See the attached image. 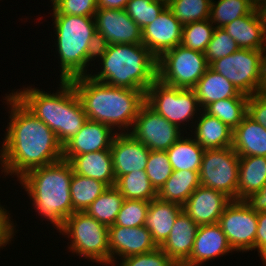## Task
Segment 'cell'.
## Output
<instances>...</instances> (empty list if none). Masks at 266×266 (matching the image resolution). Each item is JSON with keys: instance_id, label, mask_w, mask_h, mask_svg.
Wrapping results in <instances>:
<instances>
[{"instance_id": "1", "label": "cell", "mask_w": 266, "mask_h": 266, "mask_svg": "<svg viewBox=\"0 0 266 266\" xmlns=\"http://www.w3.org/2000/svg\"><path fill=\"white\" fill-rule=\"evenodd\" d=\"M3 100L10 107V120L0 149L1 171L19 180L32 169L62 160L63 145L56 134L12 92Z\"/></svg>"}, {"instance_id": "2", "label": "cell", "mask_w": 266, "mask_h": 266, "mask_svg": "<svg viewBox=\"0 0 266 266\" xmlns=\"http://www.w3.org/2000/svg\"><path fill=\"white\" fill-rule=\"evenodd\" d=\"M70 81L82 102L88 120L108 125L116 133L130 132L140 107L145 103L143 91L113 87L89 75Z\"/></svg>"}, {"instance_id": "3", "label": "cell", "mask_w": 266, "mask_h": 266, "mask_svg": "<svg viewBox=\"0 0 266 266\" xmlns=\"http://www.w3.org/2000/svg\"><path fill=\"white\" fill-rule=\"evenodd\" d=\"M72 175L71 164L62 159L32 169L17 180L32 200L38 216L51 222L58 231L62 229L66 219L74 213L70 194Z\"/></svg>"}, {"instance_id": "4", "label": "cell", "mask_w": 266, "mask_h": 266, "mask_svg": "<svg viewBox=\"0 0 266 266\" xmlns=\"http://www.w3.org/2000/svg\"><path fill=\"white\" fill-rule=\"evenodd\" d=\"M96 58L101 72L89 76L113 87L145 93L157 79V58L142 43L99 46Z\"/></svg>"}, {"instance_id": "5", "label": "cell", "mask_w": 266, "mask_h": 266, "mask_svg": "<svg viewBox=\"0 0 266 266\" xmlns=\"http://www.w3.org/2000/svg\"><path fill=\"white\" fill-rule=\"evenodd\" d=\"M58 58L60 80L70 81L89 75L99 49L94 17L52 14Z\"/></svg>"}, {"instance_id": "6", "label": "cell", "mask_w": 266, "mask_h": 266, "mask_svg": "<svg viewBox=\"0 0 266 266\" xmlns=\"http://www.w3.org/2000/svg\"><path fill=\"white\" fill-rule=\"evenodd\" d=\"M59 232L71 239L68 249L73 255L106 266L110 264L109 227L94 217L86 212H74Z\"/></svg>"}, {"instance_id": "7", "label": "cell", "mask_w": 266, "mask_h": 266, "mask_svg": "<svg viewBox=\"0 0 266 266\" xmlns=\"http://www.w3.org/2000/svg\"><path fill=\"white\" fill-rule=\"evenodd\" d=\"M145 103L183 132L182 126H191L202 111L193 89L171 87L158 79L145 92Z\"/></svg>"}, {"instance_id": "8", "label": "cell", "mask_w": 266, "mask_h": 266, "mask_svg": "<svg viewBox=\"0 0 266 266\" xmlns=\"http://www.w3.org/2000/svg\"><path fill=\"white\" fill-rule=\"evenodd\" d=\"M265 53L240 48L231 55L213 61L209 67L224 76L239 92L250 96L261 91Z\"/></svg>"}, {"instance_id": "9", "label": "cell", "mask_w": 266, "mask_h": 266, "mask_svg": "<svg viewBox=\"0 0 266 266\" xmlns=\"http://www.w3.org/2000/svg\"><path fill=\"white\" fill-rule=\"evenodd\" d=\"M208 67L204 53L180 44L157 59V79L171 87L193 89Z\"/></svg>"}, {"instance_id": "10", "label": "cell", "mask_w": 266, "mask_h": 266, "mask_svg": "<svg viewBox=\"0 0 266 266\" xmlns=\"http://www.w3.org/2000/svg\"><path fill=\"white\" fill-rule=\"evenodd\" d=\"M239 157L232 146L205 149L199 170L201 185L221 191L231 200H237Z\"/></svg>"}, {"instance_id": "11", "label": "cell", "mask_w": 266, "mask_h": 266, "mask_svg": "<svg viewBox=\"0 0 266 266\" xmlns=\"http://www.w3.org/2000/svg\"><path fill=\"white\" fill-rule=\"evenodd\" d=\"M218 224L233 251L243 253L255 249L258 212L245 200H231L224 208Z\"/></svg>"}, {"instance_id": "12", "label": "cell", "mask_w": 266, "mask_h": 266, "mask_svg": "<svg viewBox=\"0 0 266 266\" xmlns=\"http://www.w3.org/2000/svg\"><path fill=\"white\" fill-rule=\"evenodd\" d=\"M150 150L167 151L184 133L144 103L129 132ZM183 133V134H182Z\"/></svg>"}, {"instance_id": "13", "label": "cell", "mask_w": 266, "mask_h": 266, "mask_svg": "<svg viewBox=\"0 0 266 266\" xmlns=\"http://www.w3.org/2000/svg\"><path fill=\"white\" fill-rule=\"evenodd\" d=\"M94 19L100 46L142 43V29L125 10L97 9Z\"/></svg>"}, {"instance_id": "14", "label": "cell", "mask_w": 266, "mask_h": 266, "mask_svg": "<svg viewBox=\"0 0 266 266\" xmlns=\"http://www.w3.org/2000/svg\"><path fill=\"white\" fill-rule=\"evenodd\" d=\"M54 93L43 92L37 87L27 86L23 89L12 90V93L37 118L43 121L60 141V117L63 108V81ZM19 90V91H18Z\"/></svg>"}, {"instance_id": "15", "label": "cell", "mask_w": 266, "mask_h": 266, "mask_svg": "<svg viewBox=\"0 0 266 266\" xmlns=\"http://www.w3.org/2000/svg\"><path fill=\"white\" fill-rule=\"evenodd\" d=\"M183 24L166 6L155 20L142 29V44L158 59L181 44Z\"/></svg>"}, {"instance_id": "16", "label": "cell", "mask_w": 266, "mask_h": 266, "mask_svg": "<svg viewBox=\"0 0 266 266\" xmlns=\"http://www.w3.org/2000/svg\"><path fill=\"white\" fill-rule=\"evenodd\" d=\"M157 247L150 231L144 225L131 228L109 226L110 265L112 266L115 265L117 258L119 260L148 253Z\"/></svg>"}, {"instance_id": "17", "label": "cell", "mask_w": 266, "mask_h": 266, "mask_svg": "<svg viewBox=\"0 0 266 266\" xmlns=\"http://www.w3.org/2000/svg\"><path fill=\"white\" fill-rule=\"evenodd\" d=\"M116 180L131 172L145 171L150 149L130 133H117L110 148Z\"/></svg>"}, {"instance_id": "18", "label": "cell", "mask_w": 266, "mask_h": 266, "mask_svg": "<svg viewBox=\"0 0 266 266\" xmlns=\"http://www.w3.org/2000/svg\"><path fill=\"white\" fill-rule=\"evenodd\" d=\"M231 199L223 192L198 186L182 205V210L197 224H216Z\"/></svg>"}, {"instance_id": "19", "label": "cell", "mask_w": 266, "mask_h": 266, "mask_svg": "<svg viewBox=\"0 0 266 266\" xmlns=\"http://www.w3.org/2000/svg\"><path fill=\"white\" fill-rule=\"evenodd\" d=\"M231 251V252H230ZM234 252L220 225H199L187 266H202L205 262Z\"/></svg>"}, {"instance_id": "20", "label": "cell", "mask_w": 266, "mask_h": 266, "mask_svg": "<svg viewBox=\"0 0 266 266\" xmlns=\"http://www.w3.org/2000/svg\"><path fill=\"white\" fill-rule=\"evenodd\" d=\"M116 134L108 125L87 119L79 132L63 145V155L110 150Z\"/></svg>"}, {"instance_id": "21", "label": "cell", "mask_w": 266, "mask_h": 266, "mask_svg": "<svg viewBox=\"0 0 266 266\" xmlns=\"http://www.w3.org/2000/svg\"><path fill=\"white\" fill-rule=\"evenodd\" d=\"M239 48L266 51V19L256 13L241 16L223 27Z\"/></svg>"}, {"instance_id": "22", "label": "cell", "mask_w": 266, "mask_h": 266, "mask_svg": "<svg viewBox=\"0 0 266 266\" xmlns=\"http://www.w3.org/2000/svg\"><path fill=\"white\" fill-rule=\"evenodd\" d=\"M198 228L199 225L182 211L160 248L175 264H184L191 255Z\"/></svg>"}, {"instance_id": "23", "label": "cell", "mask_w": 266, "mask_h": 266, "mask_svg": "<svg viewBox=\"0 0 266 266\" xmlns=\"http://www.w3.org/2000/svg\"><path fill=\"white\" fill-rule=\"evenodd\" d=\"M63 160L71 164L73 173L101 181L108 187L115 186L116 177L110 150L63 155Z\"/></svg>"}, {"instance_id": "24", "label": "cell", "mask_w": 266, "mask_h": 266, "mask_svg": "<svg viewBox=\"0 0 266 266\" xmlns=\"http://www.w3.org/2000/svg\"><path fill=\"white\" fill-rule=\"evenodd\" d=\"M182 211V206L174 202L158 197L150 201L144 226L150 231L158 247L169 237L173 224Z\"/></svg>"}, {"instance_id": "25", "label": "cell", "mask_w": 266, "mask_h": 266, "mask_svg": "<svg viewBox=\"0 0 266 266\" xmlns=\"http://www.w3.org/2000/svg\"><path fill=\"white\" fill-rule=\"evenodd\" d=\"M191 128H194L190 130L192 137L204 149H223L232 146L233 130L203 110Z\"/></svg>"}, {"instance_id": "26", "label": "cell", "mask_w": 266, "mask_h": 266, "mask_svg": "<svg viewBox=\"0 0 266 266\" xmlns=\"http://www.w3.org/2000/svg\"><path fill=\"white\" fill-rule=\"evenodd\" d=\"M232 148L240 157H266V128L246 115L233 130Z\"/></svg>"}, {"instance_id": "27", "label": "cell", "mask_w": 266, "mask_h": 266, "mask_svg": "<svg viewBox=\"0 0 266 266\" xmlns=\"http://www.w3.org/2000/svg\"><path fill=\"white\" fill-rule=\"evenodd\" d=\"M87 121L82 102L71 81H63V108L60 117V143L64 145Z\"/></svg>"}, {"instance_id": "28", "label": "cell", "mask_w": 266, "mask_h": 266, "mask_svg": "<svg viewBox=\"0 0 266 266\" xmlns=\"http://www.w3.org/2000/svg\"><path fill=\"white\" fill-rule=\"evenodd\" d=\"M266 183V157H239L237 200H246Z\"/></svg>"}, {"instance_id": "29", "label": "cell", "mask_w": 266, "mask_h": 266, "mask_svg": "<svg viewBox=\"0 0 266 266\" xmlns=\"http://www.w3.org/2000/svg\"><path fill=\"white\" fill-rule=\"evenodd\" d=\"M203 110L212 102L236 97L240 92L224 76L208 67L193 88Z\"/></svg>"}, {"instance_id": "30", "label": "cell", "mask_w": 266, "mask_h": 266, "mask_svg": "<svg viewBox=\"0 0 266 266\" xmlns=\"http://www.w3.org/2000/svg\"><path fill=\"white\" fill-rule=\"evenodd\" d=\"M200 185L199 172L192 170H173L171 176L157 192V197L161 200L174 202L182 206Z\"/></svg>"}, {"instance_id": "31", "label": "cell", "mask_w": 266, "mask_h": 266, "mask_svg": "<svg viewBox=\"0 0 266 266\" xmlns=\"http://www.w3.org/2000/svg\"><path fill=\"white\" fill-rule=\"evenodd\" d=\"M204 151L192 134H188L187 137H180L166 152L174 171L199 172Z\"/></svg>"}, {"instance_id": "32", "label": "cell", "mask_w": 266, "mask_h": 266, "mask_svg": "<svg viewBox=\"0 0 266 266\" xmlns=\"http://www.w3.org/2000/svg\"><path fill=\"white\" fill-rule=\"evenodd\" d=\"M248 99V95L240 92L236 97L210 103L203 111L210 116L218 118L230 129L234 130L247 115Z\"/></svg>"}, {"instance_id": "33", "label": "cell", "mask_w": 266, "mask_h": 266, "mask_svg": "<svg viewBox=\"0 0 266 266\" xmlns=\"http://www.w3.org/2000/svg\"><path fill=\"white\" fill-rule=\"evenodd\" d=\"M107 188L101 181L73 173L70 194L74 212H85Z\"/></svg>"}, {"instance_id": "34", "label": "cell", "mask_w": 266, "mask_h": 266, "mask_svg": "<svg viewBox=\"0 0 266 266\" xmlns=\"http://www.w3.org/2000/svg\"><path fill=\"white\" fill-rule=\"evenodd\" d=\"M124 196L115 186L108 187L87 209L86 213L106 226L114 225L124 202Z\"/></svg>"}, {"instance_id": "35", "label": "cell", "mask_w": 266, "mask_h": 266, "mask_svg": "<svg viewBox=\"0 0 266 266\" xmlns=\"http://www.w3.org/2000/svg\"><path fill=\"white\" fill-rule=\"evenodd\" d=\"M115 187L125 199L151 201L157 197V191L145 171L120 176L115 182Z\"/></svg>"}, {"instance_id": "36", "label": "cell", "mask_w": 266, "mask_h": 266, "mask_svg": "<svg viewBox=\"0 0 266 266\" xmlns=\"http://www.w3.org/2000/svg\"><path fill=\"white\" fill-rule=\"evenodd\" d=\"M255 9L251 0H218L210 4L209 20L215 28H223L233 20L250 14Z\"/></svg>"}, {"instance_id": "37", "label": "cell", "mask_w": 266, "mask_h": 266, "mask_svg": "<svg viewBox=\"0 0 266 266\" xmlns=\"http://www.w3.org/2000/svg\"><path fill=\"white\" fill-rule=\"evenodd\" d=\"M215 30L209 20H202L183 25L181 45L185 48L204 53Z\"/></svg>"}, {"instance_id": "38", "label": "cell", "mask_w": 266, "mask_h": 266, "mask_svg": "<svg viewBox=\"0 0 266 266\" xmlns=\"http://www.w3.org/2000/svg\"><path fill=\"white\" fill-rule=\"evenodd\" d=\"M209 0H174L167 7L172 14L183 24L209 19Z\"/></svg>"}, {"instance_id": "39", "label": "cell", "mask_w": 266, "mask_h": 266, "mask_svg": "<svg viewBox=\"0 0 266 266\" xmlns=\"http://www.w3.org/2000/svg\"><path fill=\"white\" fill-rule=\"evenodd\" d=\"M145 172L152 186L158 192L173 173L167 152L150 150Z\"/></svg>"}, {"instance_id": "40", "label": "cell", "mask_w": 266, "mask_h": 266, "mask_svg": "<svg viewBox=\"0 0 266 266\" xmlns=\"http://www.w3.org/2000/svg\"><path fill=\"white\" fill-rule=\"evenodd\" d=\"M165 7L159 0H129L125 11L143 29L152 23Z\"/></svg>"}, {"instance_id": "41", "label": "cell", "mask_w": 266, "mask_h": 266, "mask_svg": "<svg viewBox=\"0 0 266 266\" xmlns=\"http://www.w3.org/2000/svg\"><path fill=\"white\" fill-rule=\"evenodd\" d=\"M149 203L150 201L125 199L111 226L131 228L145 225Z\"/></svg>"}, {"instance_id": "42", "label": "cell", "mask_w": 266, "mask_h": 266, "mask_svg": "<svg viewBox=\"0 0 266 266\" xmlns=\"http://www.w3.org/2000/svg\"><path fill=\"white\" fill-rule=\"evenodd\" d=\"M238 45L223 28H215L212 39L210 40L204 52L207 63L210 65L213 61L231 55L236 52Z\"/></svg>"}, {"instance_id": "43", "label": "cell", "mask_w": 266, "mask_h": 266, "mask_svg": "<svg viewBox=\"0 0 266 266\" xmlns=\"http://www.w3.org/2000/svg\"><path fill=\"white\" fill-rule=\"evenodd\" d=\"M52 14H67L94 17L97 0H53Z\"/></svg>"}, {"instance_id": "44", "label": "cell", "mask_w": 266, "mask_h": 266, "mask_svg": "<svg viewBox=\"0 0 266 266\" xmlns=\"http://www.w3.org/2000/svg\"><path fill=\"white\" fill-rule=\"evenodd\" d=\"M119 266H174L175 263L157 247L155 250L148 253L132 255L120 259Z\"/></svg>"}, {"instance_id": "45", "label": "cell", "mask_w": 266, "mask_h": 266, "mask_svg": "<svg viewBox=\"0 0 266 266\" xmlns=\"http://www.w3.org/2000/svg\"><path fill=\"white\" fill-rule=\"evenodd\" d=\"M247 115L266 128V93L260 91L249 96Z\"/></svg>"}, {"instance_id": "46", "label": "cell", "mask_w": 266, "mask_h": 266, "mask_svg": "<svg viewBox=\"0 0 266 266\" xmlns=\"http://www.w3.org/2000/svg\"><path fill=\"white\" fill-rule=\"evenodd\" d=\"M0 204V249L11 243L17 231L13 221H11V214Z\"/></svg>"}, {"instance_id": "47", "label": "cell", "mask_w": 266, "mask_h": 266, "mask_svg": "<svg viewBox=\"0 0 266 266\" xmlns=\"http://www.w3.org/2000/svg\"><path fill=\"white\" fill-rule=\"evenodd\" d=\"M255 251L259 252L263 265L266 264V211L258 212Z\"/></svg>"}, {"instance_id": "48", "label": "cell", "mask_w": 266, "mask_h": 266, "mask_svg": "<svg viewBox=\"0 0 266 266\" xmlns=\"http://www.w3.org/2000/svg\"><path fill=\"white\" fill-rule=\"evenodd\" d=\"M255 212L266 211V183L245 200Z\"/></svg>"}, {"instance_id": "49", "label": "cell", "mask_w": 266, "mask_h": 266, "mask_svg": "<svg viewBox=\"0 0 266 266\" xmlns=\"http://www.w3.org/2000/svg\"><path fill=\"white\" fill-rule=\"evenodd\" d=\"M129 0H97V9L125 10Z\"/></svg>"}, {"instance_id": "50", "label": "cell", "mask_w": 266, "mask_h": 266, "mask_svg": "<svg viewBox=\"0 0 266 266\" xmlns=\"http://www.w3.org/2000/svg\"><path fill=\"white\" fill-rule=\"evenodd\" d=\"M255 10L258 15L266 19V0H257L255 2Z\"/></svg>"}, {"instance_id": "51", "label": "cell", "mask_w": 266, "mask_h": 266, "mask_svg": "<svg viewBox=\"0 0 266 266\" xmlns=\"http://www.w3.org/2000/svg\"><path fill=\"white\" fill-rule=\"evenodd\" d=\"M261 91L266 93V53H265V61H264V81L262 84Z\"/></svg>"}, {"instance_id": "52", "label": "cell", "mask_w": 266, "mask_h": 266, "mask_svg": "<svg viewBox=\"0 0 266 266\" xmlns=\"http://www.w3.org/2000/svg\"><path fill=\"white\" fill-rule=\"evenodd\" d=\"M159 1L162 2V3H164L166 6H168L174 0H159Z\"/></svg>"}, {"instance_id": "53", "label": "cell", "mask_w": 266, "mask_h": 266, "mask_svg": "<svg viewBox=\"0 0 266 266\" xmlns=\"http://www.w3.org/2000/svg\"><path fill=\"white\" fill-rule=\"evenodd\" d=\"M174 266H187L185 264H175Z\"/></svg>"}]
</instances>
